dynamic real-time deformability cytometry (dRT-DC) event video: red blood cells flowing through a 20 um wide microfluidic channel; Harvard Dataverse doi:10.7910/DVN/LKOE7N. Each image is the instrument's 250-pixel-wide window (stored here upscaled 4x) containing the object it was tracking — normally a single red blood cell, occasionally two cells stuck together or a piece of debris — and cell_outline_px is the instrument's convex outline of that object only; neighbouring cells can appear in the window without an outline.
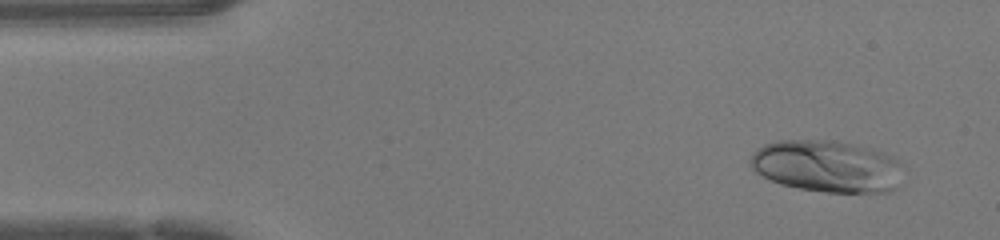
{"species": "human", "species_latin": "Homo sapiens", "temperature_condition": "warm", "stored_images_in_passage": 46, "camera_frame_rate_fps": 3000, "um_per_image_px": 0.085, "donor": {"sex": "female"}, "frame": {"image": 1, "passage_image": 3, "time_ms": 0.667, "image_size_px": [1000, 240], "cell_outline_px": [[900, 164], [896, 188], [888, 192], [828, 192], [800, 188], [780, 184], [756, 172], [748, 164], [748, 160], [752, 152], [756, 148], [764, 144], [776, 140], [836, 140], [872, 148], [896, 156]], "centroid_in_image_um": [70.25, 14.1], "position_along_channel_um": 14.8, "area_um2": 46.47}}
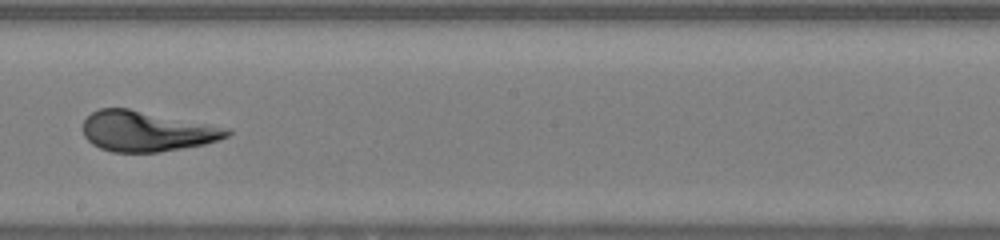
{"frame": {"image": 2, "passage_image": 25, "time_ms": 8.0, "image_size_px": [1000, 240], "cell_outline_px": [[232, 132], [228, 136], [204, 144], [160, 152], [112, 152], [100, 148], [92, 144], [84, 136], [84, 120], [92, 112], [100, 108], [128, 108], [228, 128]], "centroid_in_image_um": [12.44, 11.16], "position_along_channel_um": 235.8, "area_um2": 33.52}}
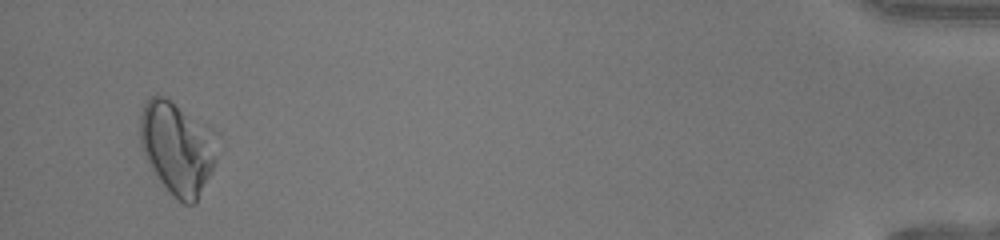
{"frame": {"image": 3, "passage_image": 44, "time_ms": 14.333, "image_size_px": [1000, 240], "cell_outline_px": [[216, 156], [212, 172], [196, 204], [184, 204], [172, 196], [168, 192], [152, 168], [144, 152], [140, 140], [140, 116], [144, 104], [156, 92], [164, 96], [212, 128], [216, 132]], "centroid_in_image_um": [15.09, 12.57], "position_along_channel_um": 420.1, "area_um2": 41.67}}